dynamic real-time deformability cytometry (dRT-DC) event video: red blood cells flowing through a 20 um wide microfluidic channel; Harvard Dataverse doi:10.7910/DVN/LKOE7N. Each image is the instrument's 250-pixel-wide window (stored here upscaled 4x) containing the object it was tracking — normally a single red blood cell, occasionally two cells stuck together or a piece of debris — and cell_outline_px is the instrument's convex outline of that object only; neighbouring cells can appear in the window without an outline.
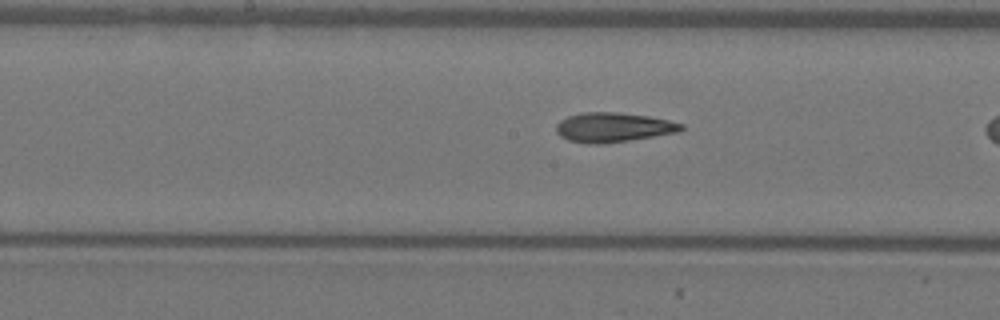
{"species": "Egyptian fruit bat (a non-hibernating species)", "species_latin": "Rousettus aegyptiacus", "temperature_condition": "warm", "stored_images_in_passage": 27, "camera_frame_rate_fps": 3000, "um_per_image_px": 0.085, "animal": {"sex": "female"}, "frame": {"image": 1, "passage_image": 12, "time_ms": 3.667, "image_size_px": [1000, 320], "cell_outline_px": [[684, 128], [680, 132], [628, 140], [600, 144], [588, 144], [568, 140], [560, 136], [556, 132], [556, 124], [560, 120], [568, 116], [580, 112], [616, 112], [648, 116], [668, 120], [684, 124]], "centroid_in_image_um": [52.11, 10.82], "position_along_channel_um": 196.1, "area_um2": 21.56}}